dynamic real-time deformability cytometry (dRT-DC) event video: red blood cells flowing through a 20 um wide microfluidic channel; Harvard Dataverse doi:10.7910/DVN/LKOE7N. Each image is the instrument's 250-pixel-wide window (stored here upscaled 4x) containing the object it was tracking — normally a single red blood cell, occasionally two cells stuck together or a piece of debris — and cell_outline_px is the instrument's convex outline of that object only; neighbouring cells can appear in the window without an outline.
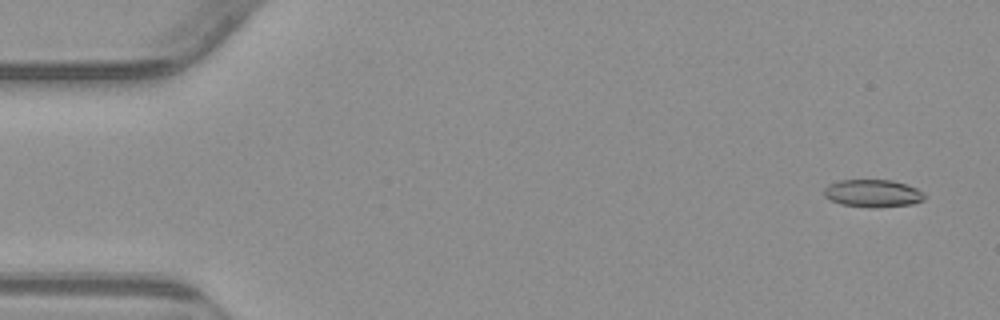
{"species": "common noctule bat (a hibernating species)", "species_latin": "Nyctalus noctula", "temperature_condition": "warm", "stored_images_in_passage": 54, "camera_frame_rate_fps": 3000, "um_per_image_px": 0.085, "animal": {"sex": "male", "body_mass_g": 23.1, "forearm_length_mm": 52.7}, "frame": {"image": 1, "passage_image": 3, "time_ms": 0.667, "image_size_px": [1000, 320], "cell_outline_px": [[924, 200], [912, 204], [876, 208], [868, 208], [840, 204], [824, 196], [824, 188], [828, 184], [840, 180], [892, 180], [916, 188], [924, 192]], "centroid_in_image_um": [74.18, 16.44], "position_along_channel_um": 10.8, "area_um2": 16.24}}
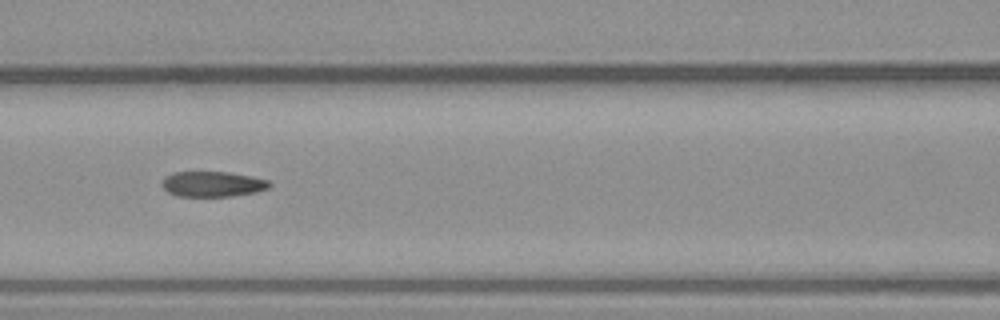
{"frame": {"image": 2, "passage_image": 24, "time_ms": 7.667, "image_size_px": [1000, 320], "cell_outline_px": [[272, 184], [268, 188], [256, 192], [232, 196], [176, 196], [168, 192], [160, 184], [164, 176], [176, 172], [228, 172], [252, 176], [268, 180]], "centroid_in_image_um": [18.06, 15.64], "position_along_channel_um": 148.5, "area_um2": 15.95}}
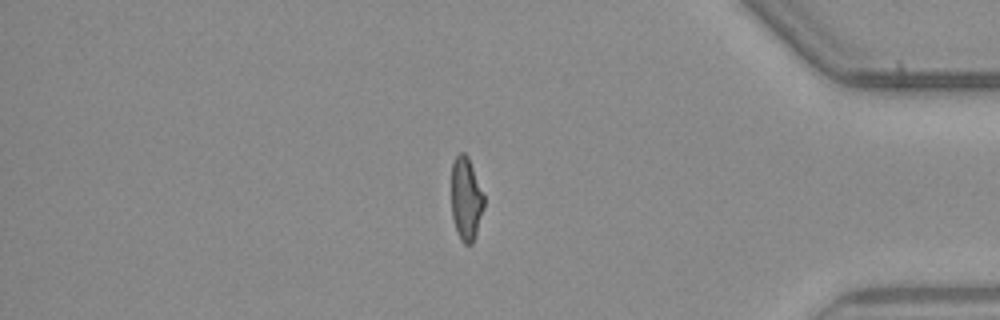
{"frame": {"image": 3, "passage_image": 46, "time_ms": 15.0, "image_size_px": [1000, 320], "cell_outline_px": [[484, 208], [472, 244], [464, 244], [460, 240], [456, 232], [452, 216], [452, 164], [456, 156], [460, 152], [464, 152], [468, 156], [484, 196]], "centroid_in_image_um": [39.61, 16.91], "position_along_channel_um": 395.6, "area_um2": 15.72}, "authors_computed_cell_mechanics": {"area_um2": 16.6464, "velocity_mm_per_s": 3.835, "shape_relaxation_time_tau1_ms": null, "shape_relaxation_time_tau2_ms": 2.5017, "deformation_change_tau1": null, "deformation_change_tau2": 0.1018}}